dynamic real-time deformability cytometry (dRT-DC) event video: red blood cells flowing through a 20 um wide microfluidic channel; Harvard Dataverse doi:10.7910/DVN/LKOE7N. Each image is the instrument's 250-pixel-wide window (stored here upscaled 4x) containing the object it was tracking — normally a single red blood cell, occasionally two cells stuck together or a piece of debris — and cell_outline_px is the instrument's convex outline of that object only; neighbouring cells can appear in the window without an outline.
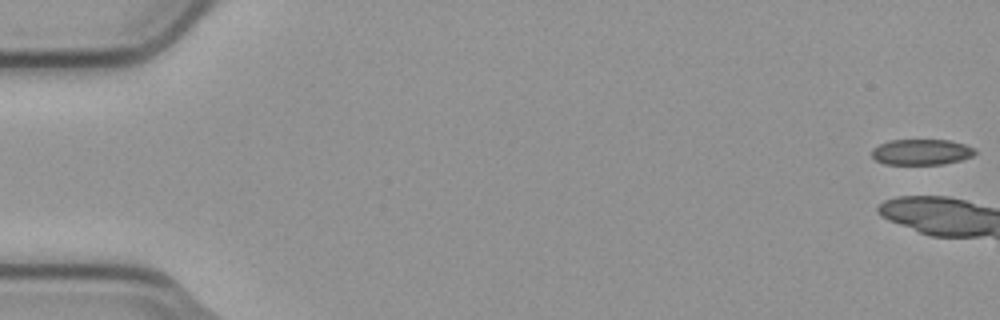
{"species": "common noctule bat (a hibernating species)", "species_latin": "Nyctalus noctula", "temperature_condition": "cold", "stored_images_in_passage": 10, "camera_frame_rate_fps": 3000, "um_per_image_px": 0.085, "animal": {"sex": "male", "body_mass_g": 23.1, "forearm_length_mm": 52.7}, "frame": {"image": 1, "passage_image": 1, "time_ms": 0.0, "image_size_px": [1000, 320], "cell_outline_px": [[976, 152], [972, 156], [960, 160], [940, 164], [884, 164], [876, 160], [872, 156], [872, 148], [888, 140], [948, 140], [964, 144], [976, 148]], "centroid_in_image_um": [78.31, 12.91], "position_along_channel_um": 6.7, "area_um2": 15.43}}